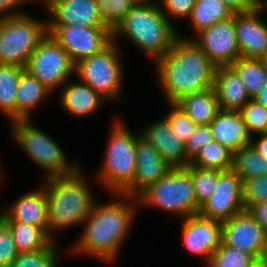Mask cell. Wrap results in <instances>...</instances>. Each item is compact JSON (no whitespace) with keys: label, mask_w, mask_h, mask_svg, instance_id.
I'll use <instances>...</instances> for the list:
<instances>
[{"label":"cell","mask_w":267,"mask_h":267,"mask_svg":"<svg viewBox=\"0 0 267 267\" xmlns=\"http://www.w3.org/2000/svg\"><path fill=\"white\" fill-rule=\"evenodd\" d=\"M114 195L118 197L114 201L103 204L96 201L82 223L85 228L73 247V253L92 256L103 263H114L118 258L119 249L132 228L138 201L124 193Z\"/></svg>","instance_id":"6da1fadb"},{"label":"cell","mask_w":267,"mask_h":267,"mask_svg":"<svg viewBox=\"0 0 267 267\" xmlns=\"http://www.w3.org/2000/svg\"><path fill=\"white\" fill-rule=\"evenodd\" d=\"M179 37L154 64L159 87L168 103L213 87L216 65L193 39Z\"/></svg>","instance_id":"7a4b0ae2"},{"label":"cell","mask_w":267,"mask_h":267,"mask_svg":"<svg viewBox=\"0 0 267 267\" xmlns=\"http://www.w3.org/2000/svg\"><path fill=\"white\" fill-rule=\"evenodd\" d=\"M81 166L72 174L46 178L45 193L48 203V234L72 225L79 226L90 214L96 197L89 187Z\"/></svg>","instance_id":"3957f363"},{"label":"cell","mask_w":267,"mask_h":267,"mask_svg":"<svg viewBox=\"0 0 267 267\" xmlns=\"http://www.w3.org/2000/svg\"><path fill=\"white\" fill-rule=\"evenodd\" d=\"M161 11L157 2L136 3L113 31V41L126 36L155 62L164 56L179 37V32Z\"/></svg>","instance_id":"277c9868"},{"label":"cell","mask_w":267,"mask_h":267,"mask_svg":"<svg viewBox=\"0 0 267 267\" xmlns=\"http://www.w3.org/2000/svg\"><path fill=\"white\" fill-rule=\"evenodd\" d=\"M141 133L134 135L123 123L115 120L111 127L107 149L97 180L113 193H122L132 182L136 172L137 141Z\"/></svg>","instance_id":"5b68a950"},{"label":"cell","mask_w":267,"mask_h":267,"mask_svg":"<svg viewBox=\"0 0 267 267\" xmlns=\"http://www.w3.org/2000/svg\"><path fill=\"white\" fill-rule=\"evenodd\" d=\"M138 205L158 208L186 218L199 214L191 173L175 167L137 197Z\"/></svg>","instance_id":"8992f818"},{"label":"cell","mask_w":267,"mask_h":267,"mask_svg":"<svg viewBox=\"0 0 267 267\" xmlns=\"http://www.w3.org/2000/svg\"><path fill=\"white\" fill-rule=\"evenodd\" d=\"M31 123L30 119L11 121L12 136L29 159L44 169L45 178L74 173L80 167L78 161H68L56 140Z\"/></svg>","instance_id":"52a82bcc"},{"label":"cell","mask_w":267,"mask_h":267,"mask_svg":"<svg viewBox=\"0 0 267 267\" xmlns=\"http://www.w3.org/2000/svg\"><path fill=\"white\" fill-rule=\"evenodd\" d=\"M47 34V20L22 13L0 17V64L26 68L31 53Z\"/></svg>","instance_id":"ba28073f"},{"label":"cell","mask_w":267,"mask_h":267,"mask_svg":"<svg viewBox=\"0 0 267 267\" xmlns=\"http://www.w3.org/2000/svg\"><path fill=\"white\" fill-rule=\"evenodd\" d=\"M117 42L75 64V74L107 101L119 100L122 91L123 61Z\"/></svg>","instance_id":"9c48e42d"},{"label":"cell","mask_w":267,"mask_h":267,"mask_svg":"<svg viewBox=\"0 0 267 267\" xmlns=\"http://www.w3.org/2000/svg\"><path fill=\"white\" fill-rule=\"evenodd\" d=\"M26 71L52 93L61 88L75 73V63L68 52L50 35L39 42L31 53Z\"/></svg>","instance_id":"30bf717a"},{"label":"cell","mask_w":267,"mask_h":267,"mask_svg":"<svg viewBox=\"0 0 267 267\" xmlns=\"http://www.w3.org/2000/svg\"><path fill=\"white\" fill-rule=\"evenodd\" d=\"M47 33L68 52L75 64L102 51L113 41V32L108 27L47 26Z\"/></svg>","instance_id":"8fae6325"},{"label":"cell","mask_w":267,"mask_h":267,"mask_svg":"<svg viewBox=\"0 0 267 267\" xmlns=\"http://www.w3.org/2000/svg\"><path fill=\"white\" fill-rule=\"evenodd\" d=\"M221 242L224 245L249 252L256 259L267 254V231L247 210L222 221Z\"/></svg>","instance_id":"7c38bea8"},{"label":"cell","mask_w":267,"mask_h":267,"mask_svg":"<svg viewBox=\"0 0 267 267\" xmlns=\"http://www.w3.org/2000/svg\"><path fill=\"white\" fill-rule=\"evenodd\" d=\"M181 37L193 39L216 66L231 65L241 57L236 36L235 14L202 30L193 36L194 38L183 35Z\"/></svg>","instance_id":"4fadbf2b"},{"label":"cell","mask_w":267,"mask_h":267,"mask_svg":"<svg viewBox=\"0 0 267 267\" xmlns=\"http://www.w3.org/2000/svg\"><path fill=\"white\" fill-rule=\"evenodd\" d=\"M245 210L242 198V180L233 169L218 170V182L212 195L200 207L205 218L224 221Z\"/></svg>","instance_id":"5bb4252c"},{"label":"cell","mask_w":267,"mask_h":267,"mask_svg":"<svg viewBox=\"0 0 267 267\" xmlns=\"http://www.w3.org/2000/svg\"><path fill=\"white\" fill-rule=\"evenodd\" d=\"M222 221L195 214L183 218L181 225L182 243L190 254L205 257L208 264L211 254L220 246Z\"/></svg>","instance_id":"9a60e30c"},{"label":"cell","mask_w":267,"mask_h":267,"mask_svg":"<svg viewBox=\"0 0 267 267\" xmlns=\"http://www.w3.org/2000/svg\"><path fill=\"white\" fill-rule=\"evenodd\" d=\"M136 157L133 182L122 192L135 198L172 169L160 153L142 137L137 141Z\"/></svg>","instance_id":"2e32d148"},{"label":"cell","mask_w":267,"mask_h":267,"mask_svg":"<svg viewBox=\"0 0 267 267\" xmlns=\"http://www.w3.org/2000/svg\"><path fill=\"white\" fill-rule=\"evenodd\" d=\"M255 8L246 13H235V28L240 56L260 59L267 50V21Z\"/></svg>","instance_id":"e0dca14e"},{"label":"cell","mask_w":267,"mask_h":267,"mask_svg":"<svg viewBox=\"0 0 267 267\" xmlns=\"http://www.w3.org/2000/svg\"><path fill=\"white\" fill-rule=\"evenodd\" d=\"M46 10L50 18L47 26L106 27L95 0H63L51 4Z\"/></svg>","instance_id":"ac0fdd59"},{"label":"cell","mask_w":267,"mask_h":267,"mask_svg":"<svg viewBox=\"0 0 267 267\" xmlns=\"http://www.w3.org/2000/svg\"><path fill=\"white\" fill-rule=\"evenodd\" d=\"M150 124L140 131L141 137L149 142L172 168L188 166L190 161L186 158L185 143L171 132L167 120L160 118Z\"/></svg>","instance_id":"d6986e66"},{"label":"cell","mask_w":267,"mask_h":267,"mask_svg":"<svg viewBox=\"0 0 267 267\" xmlns=\"http://www.w3.org/2000/svg\"><path fill=\"white\" fill-rule=\"evenodd\" d=\"M3 221H17L31 224L49 230L48 203L45 187L40 186L38 190L27 192L16 199L8 208L0 211Z\"/></svg>","instance_id":"ffe728a7"},{"label":"cell","mask_w":267,"mask_h":267,"mask_svg":"<svg viewBox=\"0 0 267 267\" xmlns=\"http://www.w3.org/2000/svg\"><path fill=\"white\" fill-rule=\"evenodd\" d=\"M209 126L213 140L233 152L251 143V136L239 111L220 109Z\"/></svg>","instance_id":"44dd1931"},{"label":"cell","mask_w":267,"mask_h":267,"mask_svg":"<svg viewBox=\"0 0 267 267\" xmlns=\"http://www.w3.org/2000/svg\"><path fill=\"white\" fill-rule=\"evenodd\" d=\"M213 88L221 110L240 111L251 99L237 72L230 66H217Z\"/></svg>","instance_id":"7402d4cb"},{"label":"cell","mask_w":267,"mask_h":267,"mask_svg":"<svg viewBox=\"0 0 267 267\" xmlns=\"http://www.w3.org/2000/svg\"><path fill=\"white\" fill-rule=\"evenodd\" d=\"M60 105L70 117L91 115L107 101L88 84L81 81L69 82L61 87Z\"/></svg>","instance_id":"603a6c76"},{"label":"cell","mask_w":267,"mask_h":267,"mask_svg":"<svg viewBox=\"0 0 267 267\" xmlns=\"http://www.w3.org/2000/svg\"><path fill=\"white\" fill-rule=\"evenodd\" d=\"M176 104L196 125H209L220 110L213 87L187 94Z\"/></svg>","instance_id":"cb8c5ba5"},{"label":"cell","mask_w":267,"mask_h":267,"mask_svg":"<svg viewBox=\"0 0 267 267\" xmlns=\"http://www.w3.org/2000/svg\"><path fill=\"white\" fill-rule=\"evenodd\" d=\"M52 92L40 83L28 71H24L17 85L16 120L31 119L33 109L40 105L42 100Z\"/></svg>","instance_id":"d4e9b609"},{"label":"cell","mask_w":267,"mask_h":267,"mask_svg":"<svg viewBox=\"0 0 267 267\" xmlns=\"http://www.w3.org/2000/svg\"><path fill=\"white\" fill-rule=\"evenodd\" d=\"M4 222L11 229L19 253L42 250L55 241L44 228L17 221Z\"/></svg>","instance_id":"484cf974"},{"label":"cell","mask_w":267,"mask_h":267,"mask_svg":"<svg viewBox=\"0 0 267 267\" xmlns=\"http://www.w3.org/2000/svg\"><path fill=\"white\" fill-rule=\"evenodd\" d=\"M232 10L222 0H195V5L188 18L194 28V35L217 22L233 17Z\"/></svg>","instance_id":"4316f807"},{"label":"cell","mask_w":267,"mask_h":267,"mask_svg":"<svg viewBox=\"0 0 267 267\" xmlns=\"http://www.w3.org/2000/svg\"><path fill=\"white\" fill-rule=\"evenodd\" d=\"M25 70L17 65L0 64V111L10 122L16 120L17 85Z\"/></svg>","instance_id":"83f0119b"},{"label":"cell","mask_w":267,"mask_h":267,"mask_svg":"<svg viewBox=\"0 0 267 267\" xmlns=\"http://www.w3.org/2000/svg\"><path fill=\"white\" fill-rule=\"evenodd\" d=\"M230 66L239 75L250 98H254L267 83V67L261 59L239 57Z\"/></svg>","instance_id":"f1b7e54d"},{"label":"cell","mask_w":267,"mask_h":267,"mask_svg":"<svg viewBox=\"0 0 267 267\" xmlns=\"http://www.w3.org/2000/svg\"><path fill=\"white\" fill-rule=\"evenodd\" d=\"M233 170L241 180L267 174V157L250 143L234 152Z\"/></svg>","instance_id":"f546056e"},{"label":"cell","mask_w":267,"mask_h":267,"mask_svg":"<svg viewBox=\"0 0 267 267\" xmlns=\"http://www.w3.org/2000/svg\"><path fill=\"white\" fill-rule=\"evenodd\" d=\"M234 152L215 140L203 147L190 165L203 169L226 171L233 169Z\"/></svg>","instance_id":"4dcf8cb0"},{"label":"cell","mask_w":267,"mask_h":267,"mask_svg":"<svg viewBox=\"0 0 267 267\" xmlns=\"http://www.w3.org/2000/svg\"><path fill=\"white\" fill-rule=\"evenodd\" d=\"M256 258L249 252L224 245L211 254L207 267H250Z\"/></svg>","instance_id":"1f68e13d"},{"label":"cell","mask_w":267,"mask_h":267,"mask_svg":"<svg viewBox=\"0 0 267 267\" xmlns=\"http://www.w3.org/2000/svg\"><path fill=\"white\" fill-rule=\"evenodd\" d=\"M192 176L194 193L197 199V206L200 207L209 199L212 195L218 182V170L217 169H203L193 165L185 167Z\"/></svg>","instance_id":"d6a6232c"},{"label":"cell","mask_w":267,"mask_h":267,"mask_svg":"<svg viewBox=\"0 0 267 267\" xmlns=\"http://www.w3.org/2000/svg\"><path fill=\"white\" fill-rule=\"evenodd\" d=\"M56 240L47 248L18 253L9 267H57L59 260Z\"/></svg>","instance_id":"836d02e7"},{"label":"cell","mask_w":267,"mask_h":267,"mask_svg":"<svg viewBox=\"0 0 267 267\" xmlns=\"http://www.w3.org/2000/svg\"><path fill=\"white\" fill-rule=\"evenodd\" d=\"M103 23L112 32L124 16L135 6L134 0H95Z\"/></svg>","instance_id":"e575fe53"},{"label":"cell","mask_w":267,"mask_h":267,"mask_svg":"<svg viewBox=\"0 0 267 267\" xmlns=\"http://www.w3.org/2000/svg\"><path fill=\"white\" fill-rule=\"evenodd\" d=\"M239 112L251 137L265 133L267 129V108L264 105L251 98Z\"/></svg>","instance_id":"d590c367"},{"label":"cell","mask_w":267,"mask_h":267,"mask_svg":"<svg viewBox=\"0 0 267 267\" xmlns=\"http://www.w3.org/2000/svg\"><path fill=\"white\" fill-rule=\"evenodd\" d=\"M170 111L164 118L169 123L171 132H174L182 142H186L196 129V124L176 104L168 103Z\"/></svg>","instance_id":"8d00e7d4"},{"label":"cell","mask_w":267,"mask_h":267,"mask_svg":"<svg viewBox=\"0 0 267 267\" xmlns=\"http://www.w3.org/2000/svg\"><path fill=\"white\" fill-rule=\"evenodd\" d=\"M242 198L245 210L267 201V174L242 180Z\"/></svg>","instance_id":"74e56055"},{"label":"cell","mask_w":267,"mask_h":267,"mask_svg":"<svg viewBox=\"0 0 267 267\" xmlns=\"http://www.w3.org/2000/svg\"><path fill=\"white\" fill-rule=\"evenodd\" d=\"M18 253L11 229L0 218V267H9Z\"/></svg>","instance_id":"f35d334b"},{"label":"cell","mask_w":267,"mask_h":267,"mask_svg":"<svg viewBox=\"0 0 267 267\" xmlns=\"http://www.w3.org/2000/svg\"><path fill=\"white\" fill-rule=\"evenodd\" d=\"M213 140L209 125H197L194 133L185 142L186 158L191 162L200 150Z\"/></svg>","instance_id":"ab89813d"},{"label":"cell","mask_w":267,"mask_h":267,"mask_svg":"<svg viewBox=\"0 0 267 267\" xmlns=\"http://www.w3.org/2000/svg\"><path fill=\"white\" fill-rule=\"evenodd\" d=\"M161 2L164 8L160 5V9L168 19L172 17L188 20L195 5V0H161Z\"/></svg>","instance_id":"60d3db41"},{"label":"cell","mask_w":267,"mask_h":267,"mask_svg":"<svg viewBox=\"0 0 267 267\" xmlns=\"http://www.w3.org/2000/svg\"><path fill=\"white\" fill-rule=\"evenodd\" d=\"M246 210L267 231V201L251 204Z\"/></svg>","instance_id":"b9f144b4"},{"label":"cell","mask_w":267,"mask_h":267,"mask_svg":"<svg viewBox=\"0 0 267 267\" xmlns=\"http://www.w3.org/2000/svg\"><path fill=\"white\" fill-rule=\"evenodd\" d=\"M26 2L27 0H0V17L16 16L24 13L18 11L17 7L20 9V6Z\"/></svg>","instance_id":"7bdbcfd3"},{"label":"cell","mask_w":267,"mask_h":267,"mask_svg":"<svg viewBox=\"0 0 267 267\" xmlns=\"http://www.w3.org/2000/svg\"><path fill=\"white\" fill-rule=\"evenodd\" d=\"M232 12L235 13H246L253 11L256 8V3L253 0H222Z\"/></svg>","instance_id":"ee69618b"},{"label":"cell","mask_w":267,"mask_h":267,"mask_svg":"<svg viewBox=\"0 0 267 267\" xmlns=\"http://www.w3.org/2000/svg\"><path fill=\"white\" fill-rule=\"evenodd\" d=\"M259 139L252 136L251 144L260 153L267 157V134H259Z\"/></svg>","instance_id":"f6af8a7d"},{"label":"cell","mask_w":267,"mask_h":267,"mask_svg":"<svg viewBox=\"0 0 267 267\" xmlns=\"http://www.w3.org/2000/svg\"><path fill=\"white\" fill-rule=\"evenodd\" d=\"M253 99L267 108V83Z\"/></svg>","instance_id":"bcb514c9"},{"label":"cell","mask_w":267,"mask_h":267,"mask_svg":"<svg viewBox=\"0 0 267 267\" xmlns=\"http://www.w3.org/2000/svg\"><path fill=\"white\" fill-rule=\"evenodd\" d=\"M256 9L263 15L267 11V0H258L256 2Z\"/></svg>","instance_id":"7dc6e473"},{"label":"cell","mask_w":267,"mask_h":267,"mask_svg":"<svg viewBox=\"0 0 267 267\" xmlns=\"http://www.w3.org/2000/svg\"><path fill=\"white\" fill-rule=\"evenodd\" d=\"M250 267H267V260L265 258L256 259Z\"/></svg>","instance_id":"c3c4849f"},{"label":"cell","mask_w":267,"mask_h":267,"mask_svg":"<svg viewBox=\"0 0 267 267\" xmlns=\"http://www.w3.org/2000/svg\"><path fill=\"white\" fill-rule=\"evenodd\" d=\"M63 0H42L41 2L45 5V9L48 8L51 4L61 2Z\"/></svg>","instance_id":"681fc988"},{"label":"cell","mask_w":267,"mask_h":267,"mask_svg":"<svg viewBox=\"0 0 267 267\" xmlns=\"http://www.w3.org/2000/svg\"><path fill=\"white\" fill-rule=\"evenodd\" d=\"M262 60V62L266 65L267 67V50L264 53V55L260 58Z\"/></svg>","instance_id":"f907efd6"},{"label":"cell","mask_w":267,"mask_h":267,"mask_svg":"<svg viewBox=\"0 0 267 267\" xmlns=\"http://www.w3.org/2000/svg\"><path fill=\"white\" fill-rule=\"evenodd\" d=\"M136 3H149L154 2L153 0H134Z\"/></svg>","instance_id":"816d5d0a"}]
</instances>
